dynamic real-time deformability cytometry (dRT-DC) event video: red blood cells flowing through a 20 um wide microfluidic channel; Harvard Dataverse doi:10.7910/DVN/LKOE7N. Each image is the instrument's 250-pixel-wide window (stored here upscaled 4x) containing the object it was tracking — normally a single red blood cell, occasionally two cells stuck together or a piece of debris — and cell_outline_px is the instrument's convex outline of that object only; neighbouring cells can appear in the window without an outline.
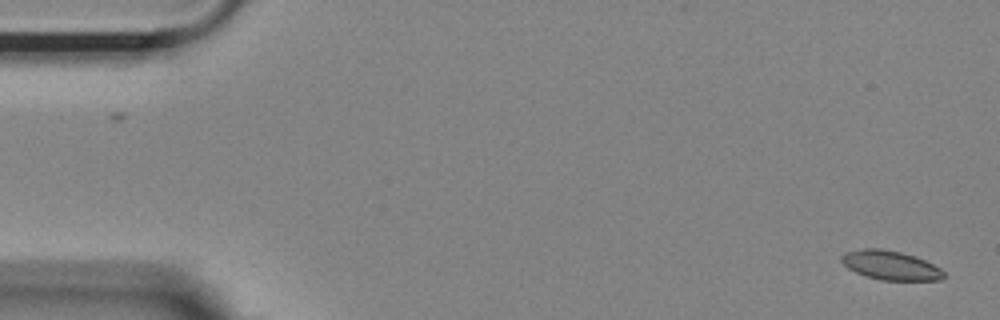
{"species": "Egyptian fruit bat (a non-hibernating species)", "species_latin": "Rousettus aegyptiacus", "temperature_condition": "room temperature", "stored_images_in_passage": 54, "camera_frame_rate_fps": 3000, "um_per_image_px": 0.085, "animal": {"sex": "female"}, "frame": {"image": 1, "passage_image": 1, "time_ms": 0.0, "image_size_px": [1000, 320], "cell_outline_px": [[948, 276], [940, 280], [880, 280], [864, 276], [848, 268], [840, 260], [840, 256], [844, 252], [864, 248], [880, 248], [900, 252], [924, 260], [940, 268]], "centroid_in_image_um": [75.68, 22.56], "position_along_channel_um": 9.3, "area_um2": 17.4}}
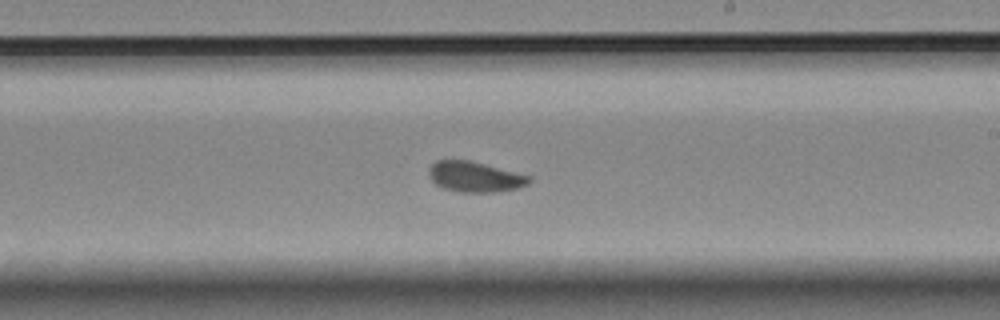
{"frame": {"image": 2, "passage_image": 31, "time_ms": 10.0, "image_size_px": [1000, 320], "cell_outline_px": [[532, 180], [528, 184], [516, 188], [496, 192], [460, 192], [444, 188], [436, 184], [428, 176], [428, 168], [436, 160], [472, 160], [532, 176]], "centroid_in_image_um": [40.37, 15.01], "position_along_channel_um": 248.6, "area_um2": 17.98}}
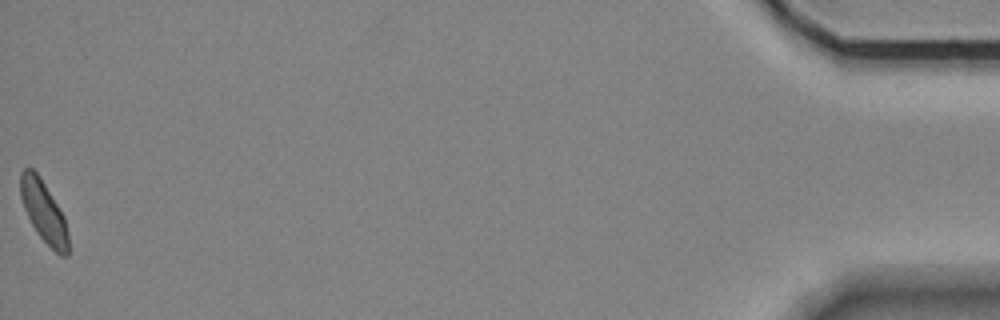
{"frame": {"image": 3, "passage_image": 54, "time_ms": 17.667, "image_size_px": [1000, 320], "cell_outline_px": [[68, 256], [60, 256], [36, 232], [24, 208], [20, 196], [20, 172], [24, 168], [32, 168], [40, 176], [64, 216], [68, 236]], "centroid_in_image_um": [3.71, 17.97], "position_along_channel_um": 431.5, "area_um2": 16.94}, "authors_computed_cell_mechanics": {"area_um2": 17.7157, "velocity_mm_per_s": 3.6534, "shape_relaxation_time_tau1_ms": 5.1412, "shape_relaxation_time_tau2_ms": 1.7168, "deformation_change_tau1": 0.0885, "deformation_change_tau2": 0.0508}}